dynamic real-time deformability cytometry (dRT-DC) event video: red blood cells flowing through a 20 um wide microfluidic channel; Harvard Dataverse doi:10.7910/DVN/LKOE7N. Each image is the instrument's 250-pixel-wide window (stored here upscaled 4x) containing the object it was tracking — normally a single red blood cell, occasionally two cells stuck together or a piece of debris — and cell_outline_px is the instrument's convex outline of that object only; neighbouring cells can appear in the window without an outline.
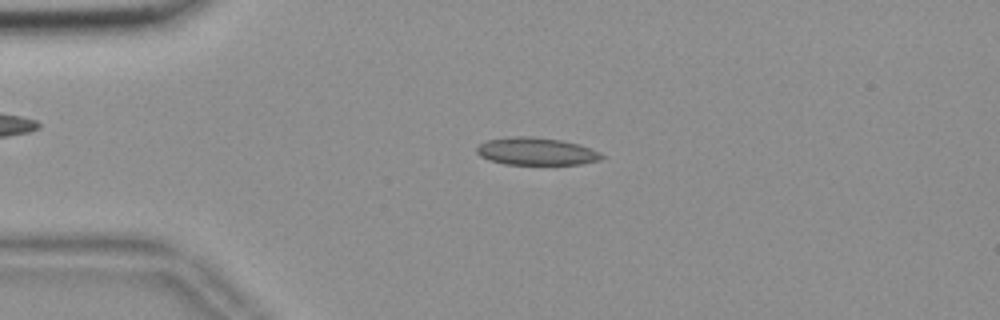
{"species": "common noctule bat (a hibernating species)", "species_latin": "Nyctalus noctula", "temperature_condition": "room temperature", "stored_images_in_passage": 50, "camera_frame_rate_fps": 3000, "um_per_image_px": 0.085, "animal": {"sex": "female", "body_mass_g": 18.4}, "frame": {"image": 1, "passage_image": 7, "time_ms": 2.0, "image_size_px": [1000, 320], "cell_outline_px": [[604, 156], [600, 160], [580, 164], [504, 164], [488, 160], [480, 156], [476, 152], [476, 148], [480, 144], [488, 140], [504, 136], [532, 136], [560, 140], [580, 144], [600, 152]], "centroid_in_image_um": [45.56, 12.86], "position_along_channel_um": 39.4, "area_um2": 20.17}}
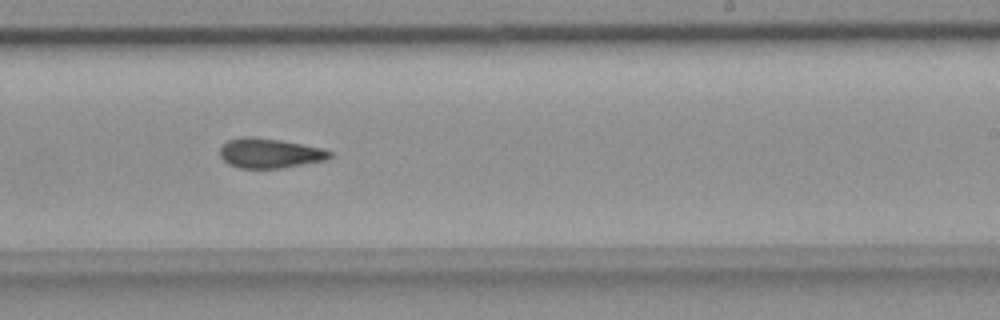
{"frame": {"image": 2, "passage_image": 28, "time_ms": 9.0, "image_size_px": [1000, 320], "cell_outline_px": [[332, 156], [328, 160], [280, 168], [240, 168], [228, 164], [220, 156], [220, 148], [228, 140], [244, 136], [252, 136], [280, 140], [320, 148], [332, 152]], "centroid_in_image_um": [22.92, 13.02], "position_along_channel_um": 266.1, "area_um2": 18.96}}
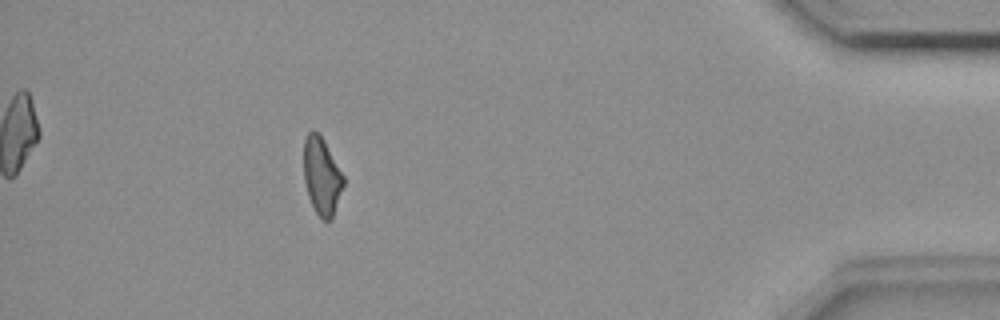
{"frame": {"image": 3, "passage_image": 44, "time_ms": 14.333, "image_size_px": [1000, 320], "cell_outline_px": [[344, 184], [332, 220], [324, 220], [316, 212], [308, 196], [304, 180], [304, 140], [308, 132], [312, 128], [324, 140], [344, 176]], "centroid_in_image_um": [27.35, 14.96], "position_along_channel_um": 407.9, "area_um2": 17.8}, "authors_computed_cell_mechanics": {"area_um2": 18.9873, "velocity_mm_per_s": 3.6478, "shape_relaxation_time_tau1_ms": 10.0917, "shape_relaxation_time_tau2_ms": 4.3863, "deformation_change_tau1": 0.1829, "deformation_change_tau2": 0.1227}}